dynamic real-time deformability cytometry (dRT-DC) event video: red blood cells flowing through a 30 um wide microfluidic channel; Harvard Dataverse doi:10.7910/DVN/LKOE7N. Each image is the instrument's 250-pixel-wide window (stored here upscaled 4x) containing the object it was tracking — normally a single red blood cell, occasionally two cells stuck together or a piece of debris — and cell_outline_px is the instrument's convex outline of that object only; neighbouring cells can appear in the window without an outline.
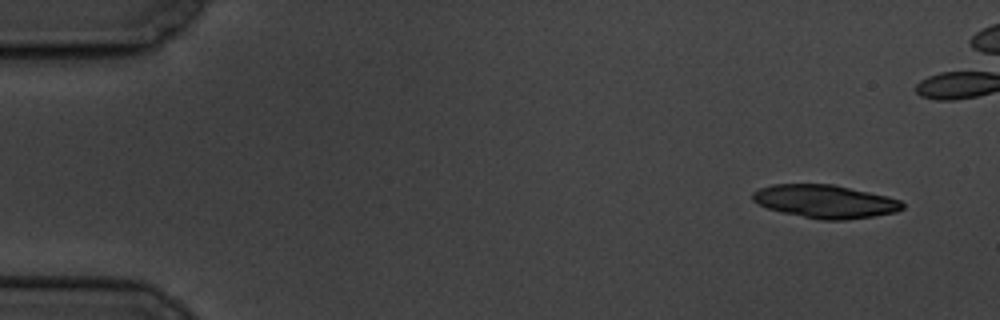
{"species": "common noctule bat (a hibernating species)", "species_latin": "Nyctalus noctula", "temperature_condition": "cold", "stored_images_in_passage": 5, "camera_frame_rate_fps": 3000, "um_per_image_px": 0.085, "animal": {"sex": "male", "body_mass_g": 19.5, "forearm_length_mm": 54.6}, "frame": {"image": 1, "passage_image": 1, "time_ms": 0.0, "image_size_px": [1000, 320], "cell_outline_px": [[904, 208], [896, 212], [872, 216], [844, 220], [820, 220], [784, 212], [768, 208], [752, 200], [752, 192], [760, 188], [772, 184], [832, 184], [888, 196], [900, 200], [904, 204]], "centroid_in_image_um": [70.15, 17.11], "position_along_channel_um": 14.8, "area_um2": 28.78}}